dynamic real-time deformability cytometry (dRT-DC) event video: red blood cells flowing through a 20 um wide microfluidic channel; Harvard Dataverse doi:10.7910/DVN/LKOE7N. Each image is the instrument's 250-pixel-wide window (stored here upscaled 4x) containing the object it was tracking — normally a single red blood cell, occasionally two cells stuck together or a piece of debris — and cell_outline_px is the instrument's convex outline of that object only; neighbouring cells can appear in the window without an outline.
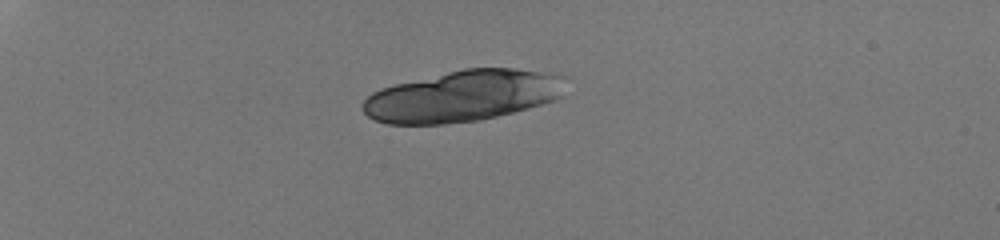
{"species": "human", "species_latin": "Homo sapiens", "temperature_condition": "room temperature", "stored_images_in_passage": 28, "camera_frame_rate_fps": 3000, "um_per_image_px": 0.085, "donor": {"sex": "male"}, "frame": {"image": 1, "passage_image": 1, "time_ms": 0.0, "image_size_px": [1000, 240], "cell_outline_px": [[564, 76], [560, 96], [556, 100], [528, 108], [480, 120], [444, 124], [388, 124], [376, 120], [368, 116], [360, 108], [360, 104], [372, 92], [380, 88], [396, 84], [464, 68], [516, 68]], "centroid_in_image_um": [39.28, 8.17], "position_along_channel_um": 45.7, "area_um2": 60.17}}
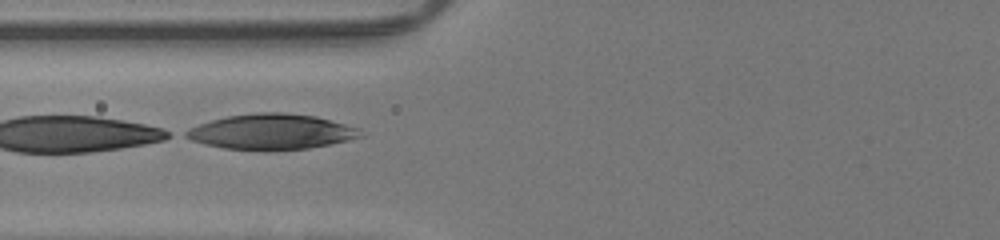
{"frame": {"image": 2, "passage_image": 11, "time_ms": 3.333, "image_size_px": [1000, 240], "cell_outline_px": [[364, 136], [348, 140], [308, 148], [268, 152], [260, 152], [224, 148], [204, 144], [192, 140], [184, 136], [180, 132], [188, 128], [212, 120], [228, 116], [256, 112], [284, 112], [316, 116], [360, 128], [364, 132]], "centroid_in_image_um": [23.05, 11.22], "position_along_channel_um": 102.7, "area_um2": 36.7}}